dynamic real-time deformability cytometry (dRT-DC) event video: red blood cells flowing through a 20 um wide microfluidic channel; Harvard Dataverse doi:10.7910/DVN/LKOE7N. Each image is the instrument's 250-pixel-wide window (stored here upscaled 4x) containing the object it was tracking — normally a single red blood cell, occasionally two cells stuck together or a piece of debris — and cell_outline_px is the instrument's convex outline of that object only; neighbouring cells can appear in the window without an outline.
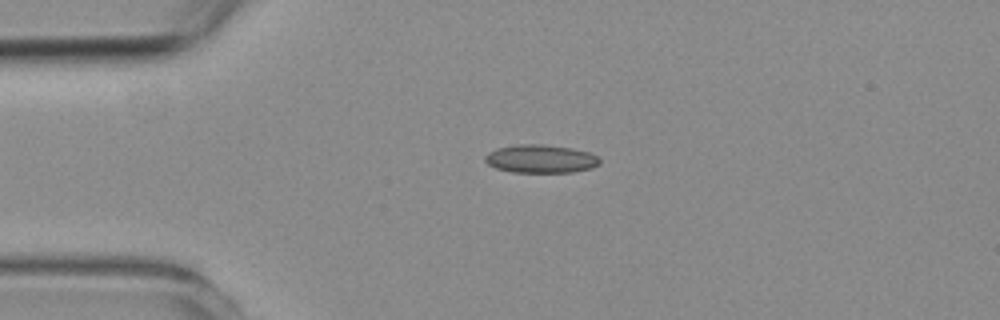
{"species": "common noctule bat (a hibernating species)", "species_latin": "Nyctalus noctula", "temperature_condition": "room temperature", "stored_images_in_passage": 49, "camera_frame_rate_fps": 3000, "um_per_image_px": 0.085, "animal": {"sex": "female", "body_mass_g": 19.3, "forearm_length_mm": 54.1}, "frame": {"image": 1, "passage_image": 8, "time_ms": 2.333, "image_size_px": [1000, 320], "cell_outline_px": [[600, 164], [592, 168], [572, 172], [512, 172], [496, 168], [488, 164], [484, 160], [484, 156], [488, 152], [496, 148], [516, 144], [544, 144], [572, 148], [588, 152], [596, 156], [600, 160]], "centroid_in_image_um": [45.93, 13.49], "position_along_channel_um": 39.1, "area_um2": 18.96}}
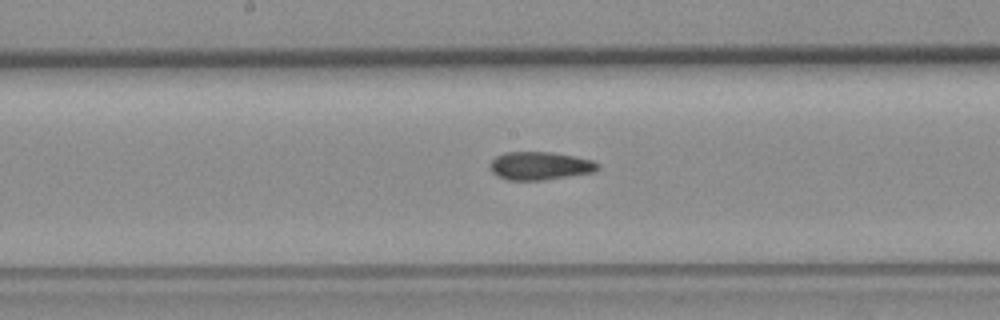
{"frame": {"image": 2, "passage_image": 23, "time_ms": 7.333, "image_size_px": [1000, 320], "cell_outline_px": [[600, 168], [596, 172], [544, 180], [508, 180], [496, 176], [488, 168], [488, 164], [496, 156], [504, 152], [552, 152], [576, 156], [592, 160], [600, 164]], "centroid_in_image_um": [45.9, 14.09], "position_along_channel_um": 202.3, "area_um2": 18.03}}
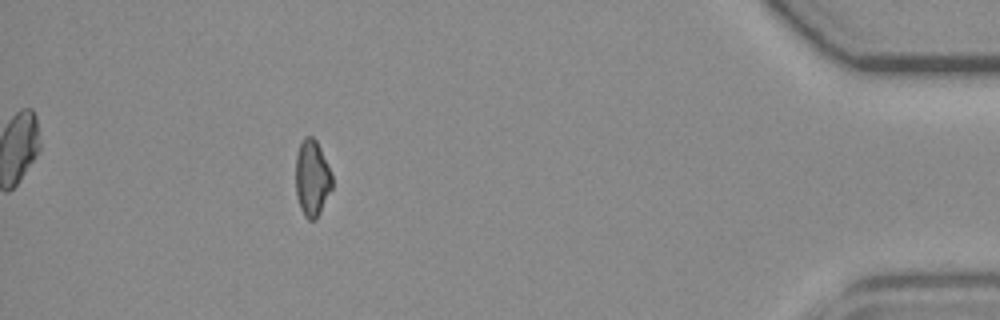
{"frame": {"image": 3, "passage_image": 44, "time_ms": 14.333, "image_size_px": [1000, 320], "cell_outline_px": [[332, 188], [316, 220], [308, 220], [304, 216], [300, 208], [296, 196], [296, 156], [300, 144], [304, 136], [312, 136], [316, 140], [328, 164], [332, 176]], "centroid_in_image_um": [26.52, 15.15], "position_along_channel_um": 408.7, "area_um2": 16.24}, "authors_computed_cell_mechanics": {"area_um2": 17.5712, "velocity_mm_per_s": 3.8075, "shape_relaxation_time_tau1_ms": null, "shape_relaxation_time_tau2_ms": 5.7948, "deformation_change_tau1": null, "deformation_change_tau2": 0.1359}}